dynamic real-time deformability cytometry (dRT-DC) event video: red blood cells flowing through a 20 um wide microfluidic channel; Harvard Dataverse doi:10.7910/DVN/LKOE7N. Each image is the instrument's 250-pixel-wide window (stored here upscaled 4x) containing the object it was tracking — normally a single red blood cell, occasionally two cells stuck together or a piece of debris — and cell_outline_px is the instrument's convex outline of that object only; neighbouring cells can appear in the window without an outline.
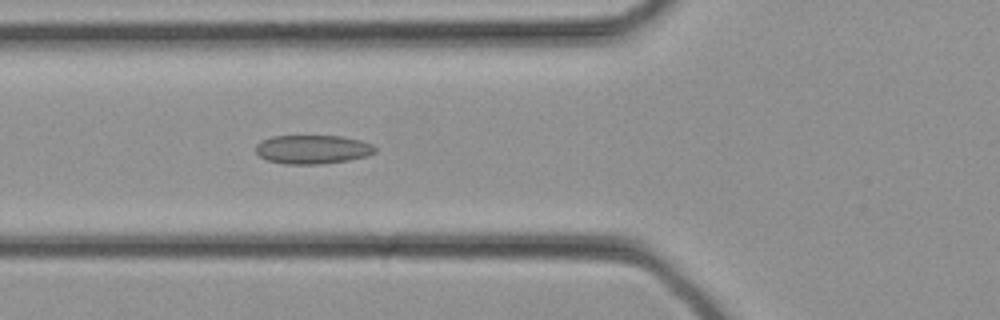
{"species": "common noctule bat (a hibernating species)", "species_latin": "Nyctalus noctula", "temperature_condition": "cold", "stored_images_in_passage": 14, "camera_frame_rate_fps": 3000, "um_per_image_px": 0.085, "animal": {"sex": "female", "body_mass_g": 21.9}, "frame": {"image": 1, "passage_image": 12, "time_ms": 3.667, "image_size_px": [1000, 320], "cell_outline_px": [[376, 152], [368, 156], [348, 160], [320, 164], [284, 164], [268, 160], [260, 156], [256, 152], [256, 144], [260, 140], [272, 136], [340, 136], [360, 140], [372, 144], [376, 148]], "centroid_in_image_um": [26.57, 12.69], "position_along_channel_um": 99.2, "area_um2": 20.11}}
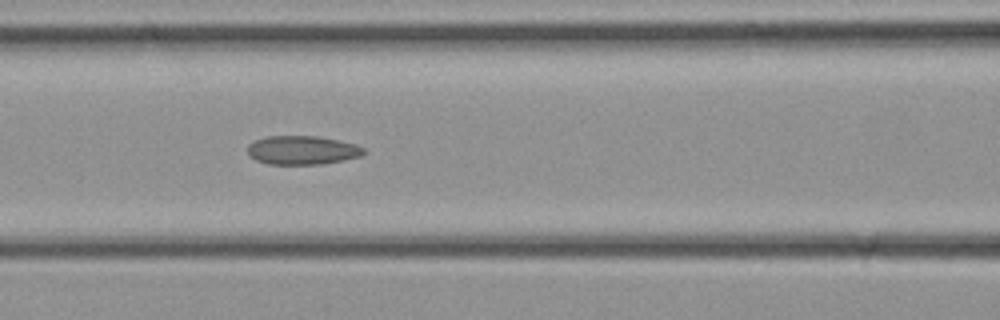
{"frame": {"image": 2, "passage_image": 14, "time_ms": 4.333, "image_size_px": [1000, 320], "cell_outline_px": [[364, 152], [360, 156], [344, 160], [320, 164], [268, 164], [256, 160], [248, 152], [248, 144], [256, 140], [268, 136], [316, 136], [340, 140], [356, 144], [364, 148]], "centroid_in_image_um": [25.71, 12.76], "position_along_channel_um": 140.9, "area_um2": 19.36}}